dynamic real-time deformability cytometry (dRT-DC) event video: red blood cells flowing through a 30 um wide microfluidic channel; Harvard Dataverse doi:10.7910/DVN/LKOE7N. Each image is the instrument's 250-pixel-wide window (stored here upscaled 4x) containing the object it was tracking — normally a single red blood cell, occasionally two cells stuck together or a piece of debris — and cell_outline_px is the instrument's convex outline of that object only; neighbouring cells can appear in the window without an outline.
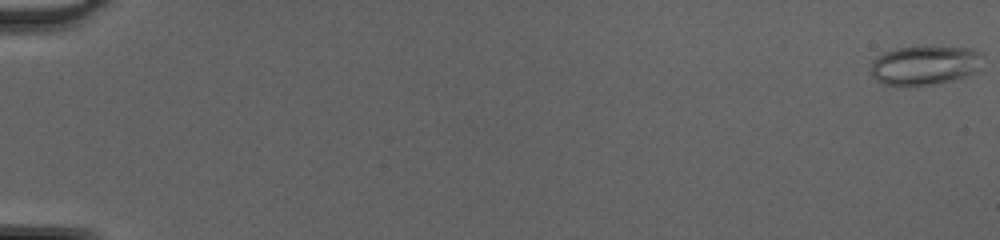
{"species": "common noctule bat (a hibernating species)", "species_latin": "Nyctalus noctula", "temperature_condition": "cold", "stored_images_in_passage": 50, "camera_frame_rate_fps": 3000, "um_per_image_px": 0.085, "animal": {"sex": "female", "body_mass_g": 20.0, "forearm_length_mm": 54.0}, "frame": {"image": 1, "passage_image": 1, "time_ms": 0.0, "image_size_px": [1000, 240], "cell_outline_px": [[984, 56], [976, 72], [952, 80], [932, 84], [908, 88], [884, 84], [876, 80], [872, 76], [868, 68], [872, 60], [876, 56], [884, 52], [896, 48], [972, 48], [980, 52]], "centroid_in_image_um": [78.53, 5.59], "position_along_channel_um": 6.5, "area_um2": 25.84}}
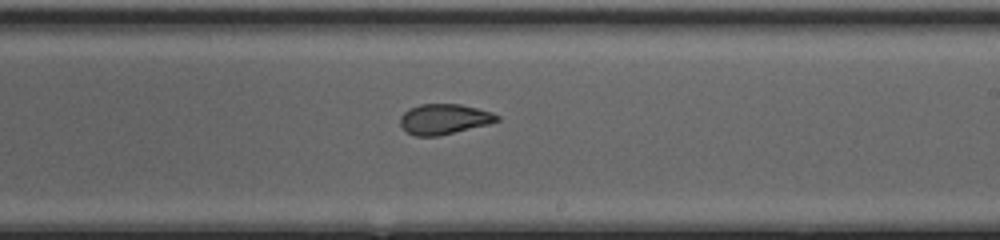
{"frame": {"image": 2, "passage_image": 32, "time_ms": 10.333, "image_size_px": [1000, 240], "cell_outline_px": [[500, 120], [488, 124], [440, 136], [416, 136], [408, 132], [400, 124], [400, 116], [408, 108], [420, 104], [460, 104], [492, 112], [500, 116]], "centroid_in_image_um": [37.75, 10.12], "position_along_channel_um": 251.3, "area_um2": 17.11}}
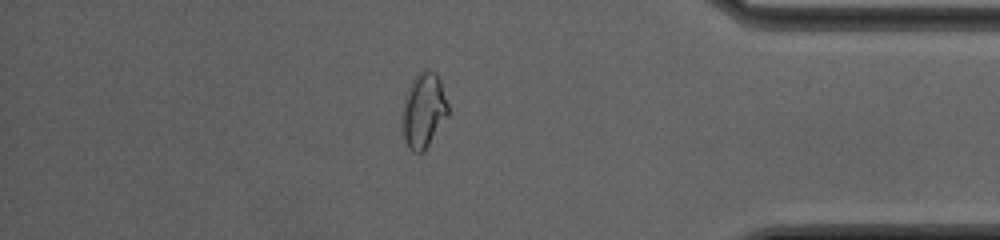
{"frame": {"image": 3, "passage_image": 44, "time_ms": 14.333, "image_size_px": [1000, 240], "cell_outline_px": [[448, 116], [424, 152], [412, 152], [408, 148], [404, 140], [400, 120], [404, 100], [408, 88], [412, 80], [424, 68], [428, 68], [436, 72], [440, 80], [448, 104]], "centroid_in_image_um": [35.99, 9.4], "position_along_channel_um": 399.2, "area_um2": 20.4}, "authors_computed_cell_mechanics": {"area_um2": 20.2878, "velocity_mm_per_s": 4.2843, "shape_relaxation_time_tau1_ms": null, "shape_relaxation_time_tau2_ms": 1.2629, "deformation_change_tau1": null, "deformation_change_tau2": 0.0787}}